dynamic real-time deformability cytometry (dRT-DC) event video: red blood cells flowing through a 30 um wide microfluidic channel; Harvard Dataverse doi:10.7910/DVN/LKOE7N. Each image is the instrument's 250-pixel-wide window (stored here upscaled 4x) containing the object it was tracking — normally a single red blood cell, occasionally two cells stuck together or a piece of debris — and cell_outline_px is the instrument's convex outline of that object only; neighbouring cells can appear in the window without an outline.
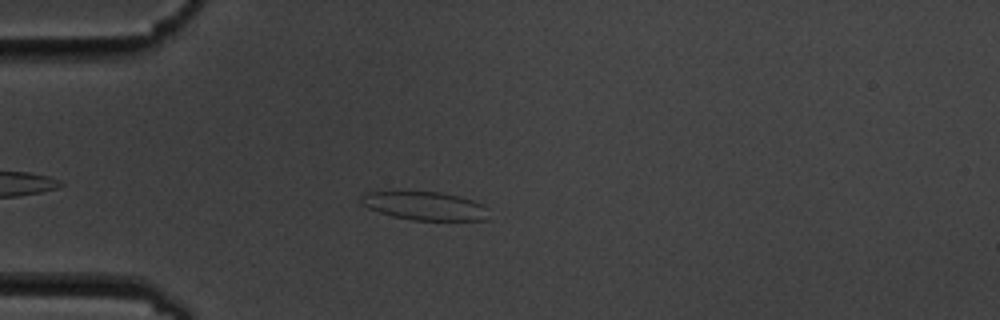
{"species": "common noctule bat (a hibernating species)", "species_latin": "Nyctalus noctula", "temperature_condition": "cold", "stored_images_in_passage": 2, "camera_frame_rate_fps": 3000, "um_per_image_px": 0.085, "animal": {"sex": "male", "body_mass_g": 19.5, "forearm_length_mm": 54.6}, "frame": {"image": 1, "passage_image": 2, "time_ms": 1.0, "image_size_px": [1000, 320], "cell_outline_px": [[488, 220], [412, 220], [392, 216], [368, 208], [360, 204], [360, 196], [368, 192], [440, 192], [460, 196], [484, 204]], "centroid_in_image_um": [36.09, 17.5], "position_along_channel_um": 48.9, "area_um2": 21.04}}